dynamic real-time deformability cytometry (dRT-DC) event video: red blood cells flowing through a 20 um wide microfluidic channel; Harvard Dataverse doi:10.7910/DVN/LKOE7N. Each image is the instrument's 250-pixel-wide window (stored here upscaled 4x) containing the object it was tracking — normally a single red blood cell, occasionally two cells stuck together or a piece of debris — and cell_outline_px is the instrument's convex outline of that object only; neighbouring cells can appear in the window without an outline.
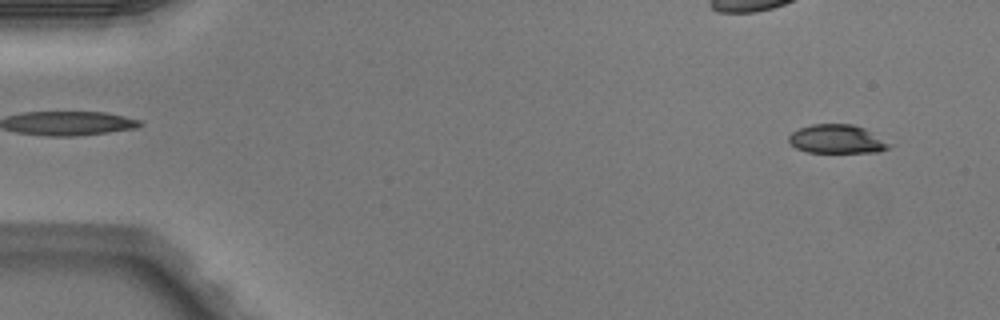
{"species": "Egyptian fruit bat (a non-hibernating species)", "species_latin": "Rousettus aegyptiacus", "temperature_condition": "warm", "stored_images_in_passage": 5, "segment_of_instrument_passage": [2, 2], "camera_frame_rate_fps": 3000, "um_per_image_px": 0.085, "animal": {"sex": "male"}, "frame": {"image": 1, "passage_image": 5, "time_ms": 1.333, "image_size_px": [1000, 320], "cell_outline_px": [[896, 144], [888, 148], [876, 152], [808, 152], [796, 148], [788, 140], [788, 136], [792, 132], [800, 128], [812, 124], [852, 124], [864, 128]], "centroid_in_image_um": [71.19, 11.82], "position_along_channel_um": 13.8, "area_um2": 16.94}}